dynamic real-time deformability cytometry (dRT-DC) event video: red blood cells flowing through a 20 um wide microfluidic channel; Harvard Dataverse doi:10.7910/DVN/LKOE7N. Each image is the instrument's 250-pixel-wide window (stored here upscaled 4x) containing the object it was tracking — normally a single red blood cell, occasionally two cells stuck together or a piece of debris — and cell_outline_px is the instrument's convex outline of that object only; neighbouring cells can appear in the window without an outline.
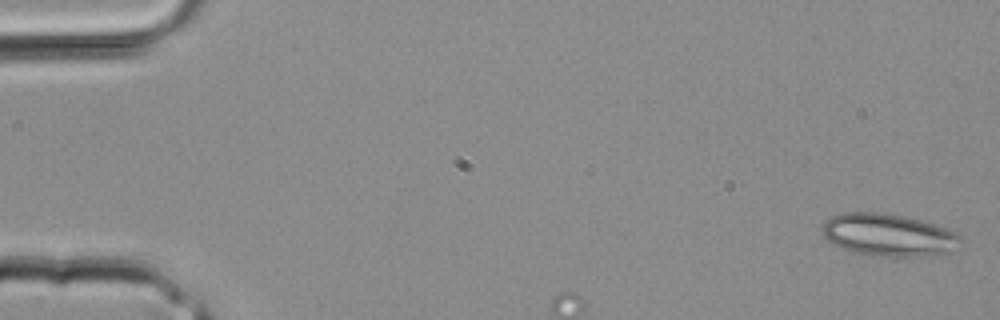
{"species": "common noctule bat (a hibernating species)", "species_latin": "Nyctalus noctula", "temperature_condition": "room temperature", "stored_images_in_passage": 3, "camera_frame_rate_fps": 3000, "um_per_image_px": 0.085, "animal": {"sex": "male", "body_mass_g": 20.4}, "frame": {"image": 1, "passage_image": 1, "time_ms": 0.0, "image_size_px": [1000, 320], "cell_outline_px": [[964, 240], [948, 252], [936, 256], [872, 256], [852, 252], [832, 244], [824, 236], [824, 224], [832, 216], [844, 212], [876, 212], [904, 216], [920, 220], [956, 232]], "centroid_in_image_um": [75.53, 19.99], "position_along_channel_um": 9.5, "area_um2": 34.04}}